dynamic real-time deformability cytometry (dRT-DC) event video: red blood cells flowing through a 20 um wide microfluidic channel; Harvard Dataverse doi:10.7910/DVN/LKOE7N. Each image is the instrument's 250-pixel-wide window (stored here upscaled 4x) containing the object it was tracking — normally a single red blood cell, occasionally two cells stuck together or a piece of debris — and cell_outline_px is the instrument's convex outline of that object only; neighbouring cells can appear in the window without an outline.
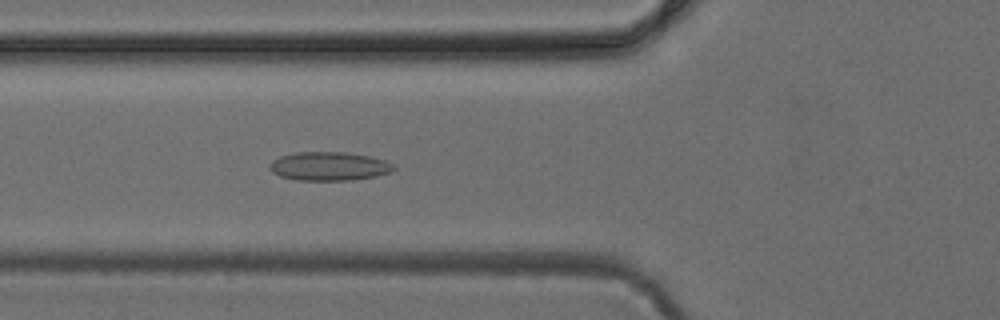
{"species": "common noctule bat (a hibernating species)", "species_latin": "Nyctalus noctula", "temperature_condition": "cold", "stored_images_in_passage": 35, "camera_frame_rate_fps": 3000, "um_per_image_px": 0.085, "animal": {"sex": "female", "body_mass_g": 24.6, "forearm_length_mm": 56.2}, "frame": {"image": 1, "passage_image": 7, "time_ms": 2.0, "image_size_px": [1000, 320], "cell_outline_px": [[396, 168], [392, 172], [376, 176], [348, 180], [296, 180], [280, 176], [272, 172], [272, 160], [280, 156], [296, 152], [344, 152], [368, 156], [384, 160], [392, 164]], "centroid_in_image_um": [27.99, 14.13], "position_along_channel_um": 97.8, "area_um2": 20.52}}
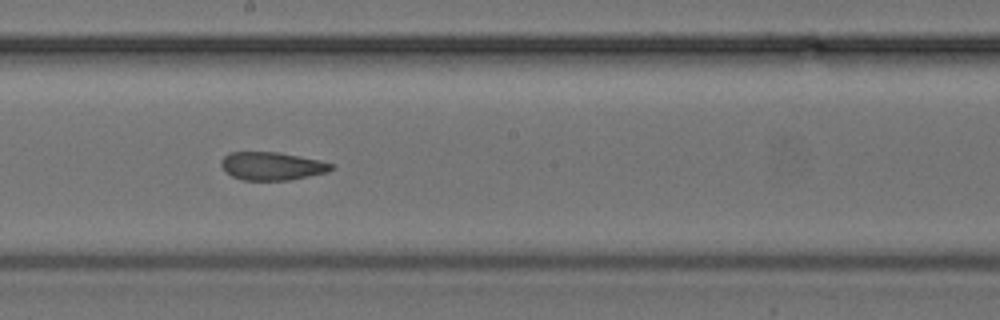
{"frame": {"image": 2, "passage_image": 16, "time_ms": 5.0, "image_size_px": [1000, 320], "cell_outline_px": [[336, 168], [328, 172], [288, 180], [244, 180], [232, 176], [220, 164], [220, 160], [228, 152], [280, 152], [320, 160], [332, 164]], "centroid_in_image_um": [23.13, 14.1], "position_along_channel_um": 225.1, "area_um2": 18.03}}
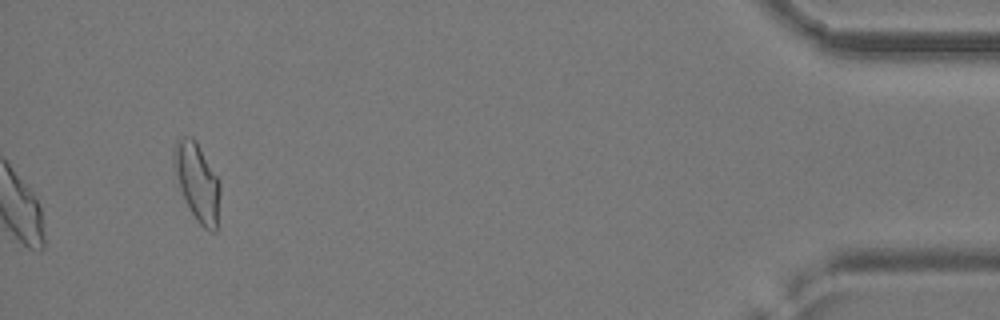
{"frame": {"image": 3, "passage_image": 35, "time_ms": 11.333, "image_size_px": [1000, 320], "cell_outline_px": [[220, 192], [216, 232], [212, 232], [204, 228], [196, 220], [180, 188], [172, 156], [172, 152], [176, 140], [184, 136], [192, 136], [196, 140], [220, 180]], "centroid_in_image_um": [16.78, 15.43], "position_along_channel_um": 418.4, "area_um2": 20.81}}